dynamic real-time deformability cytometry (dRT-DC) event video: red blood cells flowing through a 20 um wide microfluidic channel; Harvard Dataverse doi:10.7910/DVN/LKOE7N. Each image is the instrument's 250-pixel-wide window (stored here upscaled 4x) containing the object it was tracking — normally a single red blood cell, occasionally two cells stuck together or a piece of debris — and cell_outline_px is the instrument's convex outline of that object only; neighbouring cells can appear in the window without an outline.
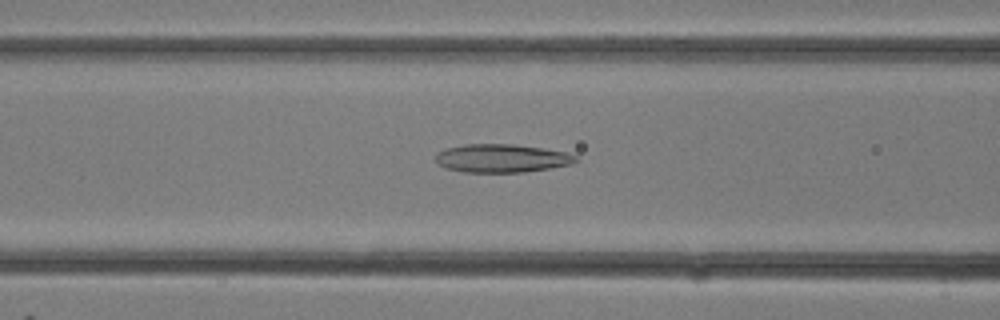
{"species": "common noctule bat (a hibernating species)", "species_latin": "Nyctalus noctula", "temperature_condition": "room temperature", "stored_images_in_passage": 32, "camera_frame_rate_fps": 3000, "um_per_image_px": 0.085, "animal": {"sex": "female"}, "frame": {"image": 1, "passage_image": 13, "time_ms": 4.0, "image_size_px": [1000, 320], "cell_outline_px": [[580, 160], [572, 164], [524, 172], [464, 172], [444, 168], [436, 164], [436, 152], [448, 148], [464, 144], [512, 144], [544, 148], [564, 152], [576, 156]], "centroid_in_image_um": [42.62, 13.45], "position_along_channel_um": 124.0, "area_um2": 23.18}}
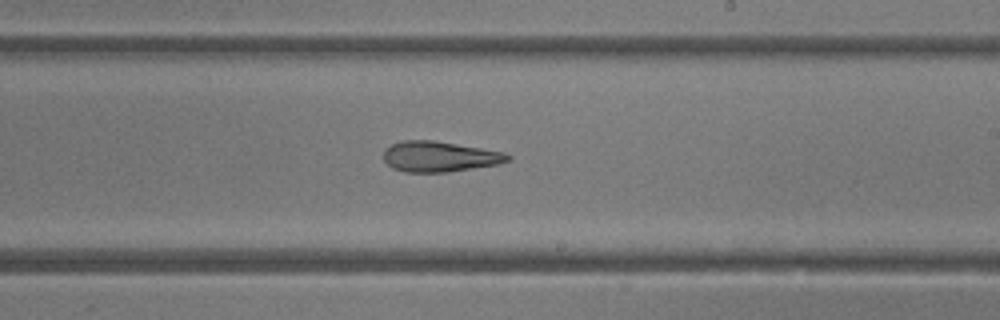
{"frame": {"image": 2, "passage_image": 19, "time_ms": 6.0, "image_size_px": [1000, 320], "cell_outline_px": [[512, 160], [500, 164], [448, 172], [404, 172], [392, 168], [384, 160], [384, 152], [392, 144], [400, 140], [432, 140], [504, 152], [512, 156]], "centroid_in_image_um": [37.39, 13.32], "position_along_channel_um": 251.6, "area_um2": 22.08}}
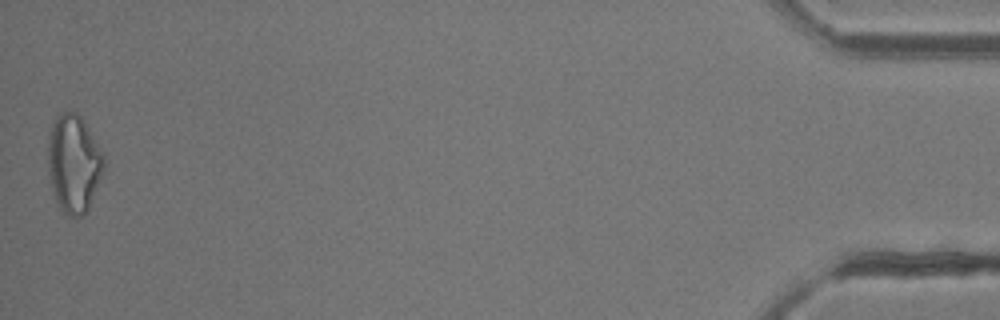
{"frame": {"image": 3, "passage_image": 32, "time_ms": 10.333, "image_size_px": [1000, 320], "cell_outline_px": [[104, 168], [88, 212], [84, 216], [68, 216], [56, 204], [52, 192], [48, 176], [48, 132], [56, 116], [64, 112], [76, 112], [84, 120], [104, 152]], "centroid_in_image_um": [6.26, 13.91], "position_along_channel_um": 428.9, "area_um2": 32.54}}